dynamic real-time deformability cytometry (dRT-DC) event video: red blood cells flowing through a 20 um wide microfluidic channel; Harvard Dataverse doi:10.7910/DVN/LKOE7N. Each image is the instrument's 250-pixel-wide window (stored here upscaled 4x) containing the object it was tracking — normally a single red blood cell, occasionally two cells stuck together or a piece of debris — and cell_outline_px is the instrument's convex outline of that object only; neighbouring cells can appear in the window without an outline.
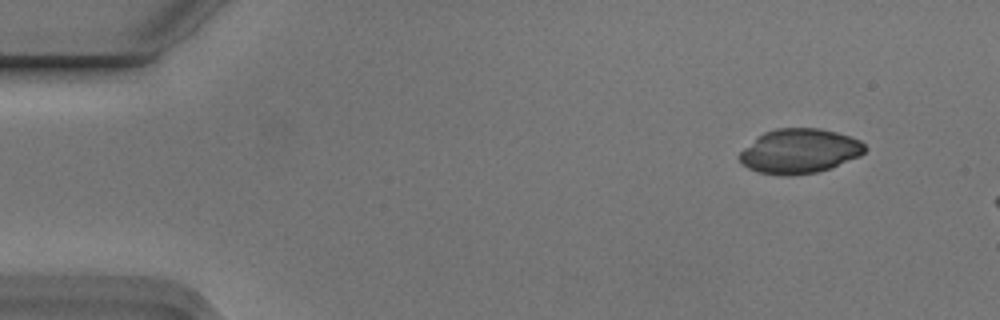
{"species": "Egyptian fruit bat (a non-hibernating species)", "species_latin": "Rousettus aegyptiacus", "temperature_condition": "cold", "stored_images_in_passage": 3, "camera_frame_rate_fps": 3000, "um_per_image_px": 0.085, "animal": {"sex": "male"}, "frame": {"image": 1, "passage_image": 1, "time_ms": 0.0, "image_size_px": [1000, 320], "cell_outline_px": [[868, 148], [860, 156], [832, 168], [816, 172], [788, 176], [784, 176], [756, 172], [740, 164], [736, 156], [756, 136], [764, 132], [776, 128], [820, 128], [836, 132], [860, 140]], "centroid_in_image_um": [67.92, 12.85], "position_along_channel_um": 17.1, "area_um2": 33.0}}